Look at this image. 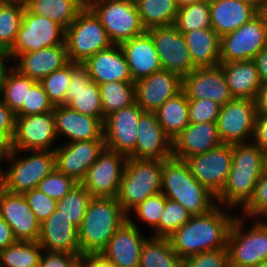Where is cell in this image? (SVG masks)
<instances>
[{
	"label": "cell",
	"mask_w": 267,
	"mask_h": 267,
	"mask_svg": "<svg viewBox=\"0 0 267 267\" xmlns=\"http://www.w3.org/2000/svg\"><path fill=\"white\" fill-rule=\"evenodd\" d=\"M217 205L203 215L192 216L181 228L168 238L171 246L183 260L205 251L227 248L231 225L236 217Z\"/></svg>",
	"instance_id": "6da1fadb"
},
{
	"label": "cell",
	"mask_w": 267,
	"mask_h": 267,
	"mask_svg": "<svg viewBox=\"0 0 267 267\" xmlns=\"http://www.w3.org/2000/svg\"><path fill=\"white\" fill-rule=\"evenodd\" d=\"M161 192L191 216L206 214L218 205L216 196L193 177L188 163L173 156L163 160Z\"/></svg>",
	"instance_id": "7a4b0ae2"
},
{
	"label": "cell",
	"mask_w": 267,
	"mask_h": 267,
	"mask_svg": "<svg viewBox=\"0 0 267 267\" xmlns=\"http://www.w3.org/2000/svg\"><path fill=\"white\" fill-rule=\"evenodd\" d=\"M126 220L117 197H93L78 228L80 254L101 253Z\"/></svg>",
	"instance_id": "3957f363"
},
{
	"label": "cell",
	"mask_w": 267,
	"mask_h": 267,
	"mask_svg": "<svg viewBox=\"0 0 267 267\" xmlns=\"http://www.w3.org/2000/svg\"><path fill=\"white\" fill-rule=\"evenodd\" d=\"M163 160L128 158L117 200L122 210H131L149 196L161 192Z\"/></svg>",
	"instance_id": "277c9868"
},
{
	"label": "cell",
	"mask_w": 267,
	"mask_h": 267,
	"mask_svg": "<svg viewBox=\"0 0 267 267\" xmlns=\"http://www.w3.org/2000/svg\"><path fill=\"white\" fill-rule=\"evenodd\" d=\"M26 152L31 155L18 157V150L8 148L5 158L11 162L5 170L0 167V186L9 192L23 194L33 190L55 169V151Z\"/></svg>",
	"instance_id": "5b68a950"
},
{
	"label": "cell",
	"mask_w": 267,
	"mask_h": 267,
	"mask_svg": "<svg viewBox=\"0 0 267 267\" xmlns=\"http://www.w3.org/2000/svg\"><path fill=\"white\" fill-rule=\"evenodd\" d=\"M65 43L69 61L77 64H83L98 51L113 45L101 20L88 5L65 29Z\"/></svg>",
	"instance_id": "8992f818"
},
{
	"label": "cell",
	"mask_w": 267,
	"mask_h": 267,
	"mask_svg": "<svg viewBox=\"0 0 267 267\" xmlns=\"http://www.w3.org/2000/svg\"><path fill=\"white\" fill-rule=\"evenodd\" d=\"M244 220L237 215L229 231V267H255L267 259V224L262 219H257L246 231L243 230Z\"/></svg>",
	"instance_id": "52a82bcc"
},
{
	"label": "cell",
	"mask_w": 267,
	"mask_h": 267,
	"mask_svg": "<svg viewBox=\"0 0 267 267\" xmlns=\"http://www.w3.org/2000/svg\"><path fill=\"white\" fill-rule=\"evenodd\" d=\"M85 3L101 20L109 40L114 45H120L146 31L134 0H98Z\"/></svg>",
	"instance_id": "ba28073f"
},
{
	"label": "cell",
	"mask_w": 267,
	"mask_h": 267,
	"mask_svg": "<svg viewBox=\"0 0 267 267\" xmlns=\"http://www.w3.org/2000/svg\"><path fill=\"white\" fill-rule=\"evenodd\" d=\"M267 46V13L262 10L235 31L221 37V62L252 60Z\"/></svg>",
	"instance_id": "9c48e42d"
},
{
	"label": "cell",
	"mask_w": 267,
	"mask_h": 267,
	"mask_svg": "<svg viewBox=\"0 0 267 267\" xmlns=\"http://www.w3.org/2000/svg\"><path fill=\"white\" fill-rule=\"evenodd\" d=\"M65 43V29L55 21L38 16L25 8L13 47L8 51L15 59L21 53Z\"/></svg>",
	"instance_id": "30bf717a"
},
{
	"label": "cell",
	"mask_w": 267,
	"mask_h": 267,
	"mask_svg": "<svg viewBox=\"0 0 267 267\" xmlns=\"http://www.w3.org/2000/svg\"><path fill=\"white\" fill-rule=\"evenodd\" d=\"M256 115L255 100L233 99L222 105L216 120L221 142L225 144L247 143L249 139L251 142Z\"/></svg>",
	"instance_id": "8fae6325"
},
{
	"label": "cell",
	"mask_w": 267,
	"mask_h": 267,
	"mask_svg": "<svg viewBox=\"0 0 267 267\" xmlns=\"http://www.w3.org/2000/svg\"><path fill=\"white\" fill-rule=\"evenodd\" d=\"M193 177L216 197L224 188L232 163V144L219 146L185 160Z\"/></svg>",
	"instance_id": "7c38bea8"
},
{
	"label": "cell",
	"mask_w": 267,
	"mask_h": 267,
	"mask_svg": "<svg viewBox=\"0 0 267 267\" xmlns=\"http://www.w3.org/2000/svg\"><path fill=\"white\" fill-rule=\"evenodd\" d=\"M127 159L122 153L104 148L81 184L93 197H117Z\"/></svg>",
	"instance_id": "4fadbf2b"
},
{
	"label": "cell",
	"mask_w": 267,
	"mask_h": 267,
	"mask_svg": "<svg viewBox=\"0 0 267 267\" xmlns=\"http://www.w3.org/2000/svg\"><path fill=\"white\" fill-rule=\"evenodd\" d=\"M53 111L16 117L15 133L9 149L24 151H54L57 141ZM52 148V149H51Z\"/></svg>",
	"instance_id": "5bb4252c"
},
{
	"label": "cell",
	"mask_w": 267,
	"mask_h": 267,
	"mask_svg": "<svg viewBox=\"0 0 267 267\" xmlns=\"http://www.w3.org/2000/svg\"><path fill=\"white\" fill-rule=\"evenodd\" d=\"M143 113L142 108L134 102L105 117L103 122L105 148L129 157L135 151L137 125Z\"/></svg>",
	"instance_id": "9a60e30c"
},
{
	"label": "cell",
	"mask_w": 267,
	"mask_h": 267,
	"mask_svg": "<svg viewBox=\"0 0 267 267\" xmlns=\"http://www.w3.org/2000/svg\"><path fill=\"white\" fill-rule=\"evenodd\" d=\"M147 32L154 41L162 69L183 78L196 68L190 58L184 35L174 25L151 28Z\"/></svg>",
	"instance_id": "2e32d148"
},
{
	"label": "cell",
	"mask_w": 267,
	"mask_h": 267,
	"mask_svg": "<svg viewBox=\"0 0 267 267\" xmlns=\"http://www.w3.org/2000/svg\"><path fill=\"white\" fill-rule=\"evenodd\" d=\"M65 106L81 114L96 117L103 123L99 86L93 82L83 64L71 62V79L65 95Z\"/></svg>",
	"instance_id": "e0dca14e"
},
{
	"label": "cell",
	"mask_w": 267,
	"mask_h": 267,
	"mask_svg": "<svg viewBox=\"0 0 267 267\" xmlns=\"http://www.w3.org/2000/svg\"><path fill=\"white\" fill-rule=\"evenodd\" d=\"M182 90L187 99H210L221 106L234 99L221 65L195 68L182 78Z\"/></svg>",
	"instance_id": "ac0fdd59"
},
{
	"label": "cell",
	"mask_w": 267,
	"mask_h": 267,
	"mask_svg": "<svg viewBox=\"0 0 267 267\" xmlns=\"http://www.w3.org/2000/svg\"><path fill=\"white\" fill-rule=\"evenodd\" d=\"M104 139L64 143L55 148V168L81 183L89 167L104 150Z\"/></svg>",
	"instance_id": "d6986e66"
},
{
	"label": "cell",
	"mask_w": 267,
	"mask_h": 267,
	"mask_svg": "<svg viewBox=\"0 0 267 267\" xmlns=\"http://www.w3.org/2000/svg\"><path fill=\"white\" fill-rule=\"evenodd\" d=\"M0 214L17 241L38 240L41 223L23 194L9 192L0 186Z\"/></svg>",
	"instance_id": "ffe728a7"
},
{
	"label": "cell",
	"mask_w": 267,
	"mask_h": 267,
	"mask_svg": "<svg viewBox=\"0 0 267 267\" xmlns=\"http://www.w3.org/2000/svg\"><path fill=\"white\" fill-rule=\"evenodd\" d=\"M137 226L130 215H127V220L101 252L116 267H139L142 246L148 238L142 235Z\"/></svg>",
	"instance_id": "44dd1931"
},
{
	"label": "cell",
	"mask_w": 267,
	"mask_h": 267,
	"mask_svg": "<svg viewBox=\"0 0 267 267\" xmlns=\"http://www.w3.org/2000/svg\"><path fill=\"white\" fill-rule=\"evenodd\" d=\"M182 90V78L161 69L135 82V102L144 112H155Z\"/></svg>",
	"instance_id": "7402d4cb"
},
{
	"label": "cell",
	"mask_w": 267,
	"mask_h": 267,
	"mask_svg": "<svg viewBox=\"0 0 267 267\" xmlns=\"http://www.w3.org/2000/svg\"><path fill=\"white\" fill-rule=\"evenodd\" d=\"M172 156V140L159 124L156 113L144 112L137 125L135 151L128 158L165 160Z\"/></svg>",
	"instance_id": "603a6c76"
},
{
	"label": "cell",
	"mask_w": 267,
	"mask_h": 267,
	"mask_svg": "<svg viewBox=\"0 0 267 267\" xmlns=\"http://www.w3.org/2000/svg\"><path fill=\"white\" fill-rule=\"evenodd\" d=\"M37 242L44 251L80 254L78 228L57 209L40 224Z\"/></svg>",
	"instance_id": "cb8c5ba5"
},
{
	"label": "cell",
	"mask_w": 267,
	"mask_h": 267,
	"mask_svg": "<svg viewBox=\"0 0 267 267\" xmlns=\"http://www.w3.org/2000/svg\"><path fill=\"white\" fill-rule=\"evenodd\" d=\"M55 130L57 137L62 135L69 142L103 138V123L96 117L81 114L67 106H54Z\"/></svg>",
	"instance_id": "d4e9b609"
},
{
	"label": "cell",
	"mask_w": 267,
	"mask_h": 267,
	"mask_svg": "<svg viewBox=\"0 0 267 267\" xmlns=\"http://www.w3.org/2000/svg\"><path fill=\"white\" fill-rule=\"evenodd\" d=\"M120 47L134 83L162 69L154 41L147 31L121 43Z\"/></svg>",
	"instance_id": "484cf974"
},
{
	"label": "cell",
	"mask_w": 267,
	"mask_h": 267,
	"mask_svg": "<svg viewBox=\"0 0 267 267\" xmlns=\"http://www.w3.org/2000/svg\"><path fill=\"white\" fill-rule=\"evenodd\" d=\"M222 144L216 122L190 123L172 141L173 157L186 160Z\"/></svg>",
	"instance_id": "4316f807"
},
{
	"label": "cell",
	"mask_w": 267,
	"mask_h": 267,
	"mask_svg": "<svg viewBox=\"0 0 267 267\" xmlns=\"http://www.w3.org/2000/svg\"><path fill=\"white\" fill-rule=\"evenodd\" d=\"M83 65L88 69L93 82L98 85L107 82H133L128 63L120 45H111L98 51Z\"/></svg>",
	"instance_id": "83f0119b"
},
{
	"label": "cell",
	"mask_w": 267,
	"mask_h": 267,
	"mask_svg": "<svg viewBox=\"0 0 267 267\" xmlns=\"http://www.w3.org/2000/svg\"><path fill=\"white\" fill-rule=\"evenodd\" d=\"M21 74L39 82L69 62L66 43L19 54L13 61Z\"/></svg>",
	"instance_id": "f1b7e54d"
},
{
	"label": "cell",
	"mask_w": 267,
	"mask_h": 267,
	"mask_svg": "<svg viewBox=\"0 0 267 267\" xmlns=\"http://www.w3.org/2000/svg\"><path fill=\"white\" fill-rule=\"evenodd\" d=\"M259 12L254 5L238 0H210L211 28L222 37L250 21Z\"/></svg>",
	"instance_id": "f546056e"
},
{
	"label": "cell",
	"mask_w": 267,
	"mask_h": 267,
	"mask_svg": "<svg viewBox=\"0 0 267 267\" xmlns=\"http://www.w3.org/2000/svg\"><path fill=\"white\" fill-rule=\"evenodd\" d=\"M234 99L255 100L262 81L253 60L220 63Z\"/></svg>",
	"instance_id": "4dcf8cb0"
},
{
	"label": "cell",
	"mask_w": 267,
	"mask_h": 267,
	"mask_svg": "<svg viewBox=\"0 0 267 267\" xmlns=\"http://www.w3.org/2000/svg\"><path fill=\"white\" fill-rule=\"evenodd\" d=\"M183 35L196 68L220 65L221 37L213 28L193 30Z\"/></svg>",
	"instance_id": "1f68e13d"
},
{
	"label": "cell",
	"mask_w": 267,
	"mask_h": 267,
	"mask_svg": "<svg viewBox=\"0 0 267 267\" xmlns=\"http://www.w3.org/2000/svg\"><path fill=\"white\" fill-rule=\"evenodd\" d=\"M263 172L230 170L227 182L216 197L217 204L223 207L243 208L252 198L257 181Z\"/></svg>",
	"instance_id": "d6a6232c"
},
{
	"label": "cell",
	"mask_w": 267,
	"mask_h": 267,
	"mask_svg": "<svg viewBox=\"0 0 267 267\" xmlns=\"http://www.w3.org/2000/svg\"><path fill=\"white\" fill-rule=\"evenodd\" d=\"M33 14L44 16L66 29L86 6L85 0H25Z\"/></svg>",
	"instance_id": "836d02e7"
},
{
	"label": "cell",
	"mask_w": 267,
	"mask_h": 267,
	"mask_svg": "<svg viewBox=\"0 0 267 267\" xmlns=\"http://www.w3.org/2000/svg\"><path fill=\"white\" fill-rule=\"evenodd\" d=\"M165 134L173 141L189 124L188 99L183 90L155 111Z\"/></svg>",
	"instance_id": "e575fe53"
},
{
	"label": "cell",
	"mask_w": 267,
	"mask_h": 267,
	"mask_svg": "<svg viewBox=\"0 0 267 267\" xmlns=\"http://www.w3.org/2000/svg\"><path fill=\"white\" fill-rule=\"evenodd\" d=\"M142 26L147 31L155 27L172 26L178 15L175 0H134Z\"/></svg>",
	"instance_id": "d590c367"
},
{
	"label": "cell",
	"mask_w": 267,
	"mask_h": 267,
	"mask_svg": "<svg viewBox=\"0 0 267 267\" xmlns=\"http://www.w3.org/2000/svg\"><path fill=\"white\" fill-rule=\"evenodd\" d=\"M139 267H182V259L168 238L151 236L142 246Z\"/></svg>",
	"instance_id": "8d00e7d4"
},
{
	"label": "cell",
	"mask_w": 267,
	"mask_h": 267,
	"mask_svg": "<svg viewBox=\"0 0 267 267\" xmlns=\"http://www.w3.org/2000/svg\"><path fill=\"white\" fill-rule=\"evenodd\" d=\"M26 6L23 1L0 0V48L9 51L15 43Z\"/></svg>",
	"instance_id": "74e56055"
},
{
	"label": "cell",
	"mask_w": 267,
	"mask_h": 267,
	"mask_svg": "<svg viewBox=\"0 0 267 267\" xmlns=\"http://www.w3.org/2000/svg\"><path fill=\"white\" fill-rule=\"evenodd\" d=\"M42 252L37 241H16L0 250V267H39Z\"/></svg>",
	"instance_id": "f35d334b"
},
{
	"label": "cell",
	"mask_w": 267,
	"mask_h": 267,
	"mask_svg": "<svg viewBox=\"0 0 267 267\" xmlns=\"http://www.w3.org/2000/svg\"><path fill=\"white\" fill-rule=\"evenodd\" d=\"M99 86L103 122L105 117L135 102L134 82H107Z\"/></svg>",
	"instance_id": "ab89813d"
},
{
	"label": "cell",
	"mask_w": 267,
	"mask_h": 267,
	"mask_svg": "<svg viewBox=\"0 0 267 267\" xmlns=\"http://www.w3.org/2000/svg\"><path fill=\"white\" fill-rule=\"evenodd\" d=\"M36 82L13 68L5 80L0 98L16 114L22 106H27L28 89Z\"/></svg>",
	"instance_id": "60d3db41"
},
{
	"label": "cell",
	"mask_w": 267,
	"mask_h": 267,
	"mask_svg": "<svg viewBox=\"0 0 267 267\" xmlns=\"http://www.w3.org/2000/svg\"><path fill=\"white\" fill-rule=\"evenodd\" d=\"M174 26L182 34L211 28L210 0H202L179 8Z\"/></svg>",
	"instance_id": "b9f144b4"
},
{
	"label": "cell",
	"mask_w": 267,
	"mask_h": 267,
	"mask_svg": "<svg viewBox=\"0 0 267 267\" xmlns=\"http://www.w3.org/2000/svg\"><path fill=\"white\" fill-rule=\"evenodd\" d=\"M92 198L93 196L84 186L77 183L68 194L57 201L56 209L69 219L74 226L79 228Z\"/></svg>",
	"instance_id": "7bdbcfd3"
},
{
	"label": "cell",
	"mask_w": 267,
	"mask_h": 267,
	"mask_svg": "<svg viewBox=\"0 0 267 267\" xmlns=\"http://www.w3.org/2000/svg\"><path fill=\"white\" fill-rule=\"evenodd\" d=\"M265 152L252 141L232 144V163L230 170L244 172H264Z\"/></svg>",
	"instance_id": "ee69618b"
},
{
	"label": "cell",
	"mask_w": 267,
	"mask_h": 267,
	"mask_svg": "<svg viewBox=\"0 0 267 267\" xmlns=\"http://www.w3.org/2000/svg\"><path fill=\"white\" fill-rule=\"evenodd\" d=\"M191 217V214L179 202L167 198L159 225L153 230L155 233L152 236L167 238Z\"/></svg>",
	"instance_id": "f6af8a7d"
},
{
	"label": "cell",
	"mask_w": 267,
	"mask_h": 267,
	"mask_svg": "<svg viewBox=\"0 0 267 267\" xmlns=\"http://www.w3.org/2000/svg\"><path fill=\"white\" fill-rule=\"evenodd\" d=\"M70 79L71 61L39 81L53 106H65V95Z\"/></svg>",
	"instance_id": "bcb514c9"
},
{
	"label": "cell",
	"mask_w": 267,
	"mask_h": 267,
	"mask_svg": "<svg viewBox=\"0 0 267 267\" xmlns=\"http://www.w3.org/2000/svg\"><path fill=\"white\" fill-rule=\"evenodd\" d=\"M77 183L74 179L55 168L38 183L37 188L47 196L58 201L68 194Z\"/></svg>",
	"instance_id": "7dc6e473"
},
{
	"label": "cell",
	"mask_w": 267,
	"mask_h": 267,
	"mask_svg": "<svg viewBox=\"0 0 267 267\" xmlns=\"http://www.w3.org/2000/svg\"><path fill=\"white\" fill-rule=\"evenodd\" d=\"M167 198L162 192L149 196L131 211H134L137 218L144 223L150 225L151 229H155L160 222L162 212L165 209Z\"/></svg>",
	"instance_id": "c3c4849f"
},
{
	"label": "cell",
	"mask_w": 267,
	"mask_h": 267,
	"mask_svg": "<svg viewBox=\"0 0 267 267\" xmlns=\"http://www.w3.org/2000/svg\"><path fill=\"white\" fill-rule=\"evenodd\" d=\"M53 110L54 106L50 102L42 84L36 82L31 89H28L27 106H22L15 116L24 117L27 115L44 114Z\"/></svg>",
	"instance_id": "681fc988"
},
{
	"label": "cell",
	"mask_w": 267,
	"mask_h": 267,
	"mask_svg": "<svg viewBox=\"0 0 267 267\" xmlns=\"http://www.w3.org/2000/svg\"><path fill=\"white\" fill-rule=\"evenodd\" d=\"M221 105L210 99H188L190 123L216 122Z\"/></svg>",
	"instance_id": "f907efd6"
},
{
	"label": "cell",
	"mask_w": 267,
	"mask_h": 267,
	"mask_svg": "<svg viewBox=\"0 0 267 267\" xmlns=\"http://www.w3.org/2000/svg\"><path fill=\"white\" fill-rule=\"evenodd\" d=\"M242 213L252 219L253 217L261 219L267 214V169H264L262 176L257 181L254 194L242 208Z\"/></svg>",
	"instance_id": "816d5d0a"
},
{
	"label": "cell",
	"mask_w": 267,
	"mask_h": 267,
	"mask_svg": "<svg viewBox=\"0 0 267 267\" xmlns=\"http://www.w3.org/2000/svg\"><path fill=\"white\" fill-rule=\"evenodd\" d=\"M182 267H229L227 248L205 251L182 260Z\"/></svg>",
	"instance_id": "f5cc1de1"
},
{
	"label": "cell",
	"mask_w": 267,
	"mask_h": 267,
	"mask_svg": "<svg viewBox=\"0 0 267 267\" xmlns=\"http://www.w3.org/2000/svg\"><path fill=\"white\" fill-rule=\"evenodd\" d=\"M23 195L40 223L56 210L57 200L47 196L38 188L24 192Z\"/></svg>",
	"instance_id": "db71d44e"
},
{
	"label": "cell",
	"mask_w": 267,
	"mask_h": 267,
	"mask_svg": "<svg viewBox=\"0 0 267 267\" xmlns=\"http://www.w3.org/2000/svg\"><path fill=\"white\" fill-rule=\"evenodd\" d=\"M81 254L42 252L39 267H81Z\"/></svg>",
	"instance_id": "11a10c76"
},
{
	"label": "cell",
	"mask_w": 267,
	"mask_h": 267,
	"mask_svg": "<svg viewBox=\"0 0 267 267\" xmlns=\"http://www.w3.org/2000/svg\"><path fill=\"white\" fill-rule=\"evenodd\" d=\"M15 113L0 98V138L9 146L15 133Z\"/></svg>",
	"instance_id": "9f6ffc18"
},
{
	"label": "cell",
	"mask_w": 267,
	"mask_h": 267,
	"mask_svg": "<svg viewBox=\"0 0 267 267\" xmlns=\"http://www.w3.org/2000/svg\"><path fill=\"white\" fill-rule=\"evenodd\" d=\"M252 142L262 151L267 150V115H256Z\"/></svg>",
	"instance_id": "6f0895ef"
},
{
	"label": "cell",
	"mask_w": 267,
	"mask_h": 267,
	"mask_svg": "<svg viewBox=\"0 0 267 267\" xmlns=\"http://www.w3.org/2000/svg\"><path fill=\"white\" fill-rule=\"evenodd\" d=\"M81 267H116L101 253H88L82 255Z\"/></svg>",
	"instance_id": "680465c9"
},
{
	"label": "cell",
	"mask_w": 267,
	"mask_h": 267,
	"mask_svg": "<svg viewBox=\"0 0 267 267\" xmlns=\"http://www.w3.org/2000/svg\"><path fill=\"white\" fill-rule=\"evenodd\" d=\"M13 60L11 54L7 50H1L0 51V97L3 92V87L5 85V80L7 79V76L9 72L14 68V65L7 66L8 60Z\"/></svg>",
	"instance_id": "91938a15"
},
{
	"label": "cell",
	"mask_w": 267,
	"mask_h": 267,
	"mask_svg": "<svg viewBox=\"0 0 267 267\" xmlns=\"http://www.w3.org/2000/svg\"><path fill=\"white\" fill-rule=\"evenodd\" d=\"M262 83H267V46L263 48L253 59Z\"/></svg>",
	"instance_id": "94428289"
},
{
	"label": "cell",
	"mask_w": 267,
	"mask_h": 267,
	"mask_svg": "<svg viewBox=\"0 0 267 267\" xmlns=\"http://www.w3.org/2000/svg\"><path fill=\"white\" fill-rule=\"evenodd\" d=\"M16 241L11 227L5 222L0 214V250L14 244Z\"/></svg>",
	"instance_id": "6125c7cd"
},
{
	"label": "cell",
	"mask_w": 267,
	"mask_h": 267,
	"mask_svg": "<svg viewBox=\"0 0 267 267\" xmlns=\"http://www.w3.org/2000/svg\"><path fill=\"white\" fill-rule=\"evenodd\" d=\"M257 114L267 115V83H263L255 99Z\"/></svg>",
	"instance_id": "be15d7a7"
},
{
	"label": "cell",
	"mask_w": 267,
	"mask_h": 267,
	"mask_svg": "<svg viewBox=\"0 0 267 267\" xmlns=\"http://www.w3.org/2000/svg\"><path fill=\"white\" fill-rule=\"evenodd\" d=\"M9 146L0 138V163L3 159L6 160V154L8 151Z\"/></svg>",
	"instance_id": "e7e4bbea"
},
{
	"label": "cell",
	"mask_w": 267,
	"mask_h": 267,
	"mask_svg": "<svg viewBox=\"0 0 267 267\" xmlns=\"http://www.w3.org/2000/svg\"><path fill=\"white\" fill-rule=\"evenodd\" d=\"M254 5L259 11L264 10L265 5L260 0H238Z\"/></svg>",
	"instance_id": "03108f58"
},
{
	"label": "cell",
	"mask_w": 267,
	"mask_h": 267,
	"mask_svg": "<svg viewBox=\"0 0 267 267\" xmlns=\"http://www.w3.org/2000/svg\"><path fill=\"white\" fill-rule=\"evenodd\" d=\"M200 1L202 0H175L178 8H182L184 6L191 5Z\"/></svg>",
	"instance_id": "003e7915"
},
{
	"label": "cell",
	"mask_w": 267,
	"mask_h": 267,
	"mask_svg": "<svg viewBox=\"0 0 267 267\" xmlns=\"http://www.w3.org/2000/svg\"><path fill=\"white\" fill-rule=\"evenodd\" d=\"M255 267H267V259H265L264 261H262L260 264H258Z\"/></svg>",
	"instance_id": "a7ac6f4b"
},
{
	"label": "cell",
	"mask_w": 267,
	"mask_h": 267,
	"mask_svg": "<svg viewBox=\"0 0 267 267\" xmlns=\"http://www.w3.org/2000/svg\"><path fill=\"white\" fill-rule=\"evenodd\" d=\"M265 169H267V150L265 151Z\"/></svg>",
	"instance_id": "89a4df30"
},
{
	"label": "cell",
	"mask_w": 267,
	"mask_h": 267,
	"mask_svg": "<svg viewBox=\"0 0 267 267\" xmlns=\"http://www.w3.org/2000/svg\"><path fill=\"white\" fill-rule=\"evenodd\" d=\"M261 219L267 224V214H265Z\"/></svg>",
	"instance_id": "2644e50d"
},
{
	"label": "cell",
	"mask_w": 267,
	"mask_h": 267,
	"mask_svg": "<svg viewBox=\"0 0 267 267\" xmlns=\"http://www.w3.org/2000/svg\"><path fill=\"white\" fill-rule=\"evenodd\" d=\"M264 5L267 4V0H260Z\"/></svg>",
	"instance_id": "8c879c8a"
},
{
	"label": "cell",
	"mask_w": 267,
	"mask_h": 267,
	"mask_svg": "<svg viewBox=\"0 0 267 267\" xmlns=\"http://www.w3.org/2000/svg\"><path fill=\"white\" fill-rule=\"evenodd\" d=\"M264 11L267 13V4L264 7Z\"/></svg>",
	"instance_id": "753ad0ef"
},
{
	"label": "cell",
	"mask_w": 267,
	"mask_h": 267,
	"mask_svg": "<svg viewBox=\"0 0 267 267\" xmlns=\"http://www.w3.org/2000/svg\"><path fill=\"white\" fill-rule=\"evenodd\" d=\"M10 1H23V2H25V0H10Z\"/></svg>",
	"instance_id": "34e18365"
}]
</instances>
